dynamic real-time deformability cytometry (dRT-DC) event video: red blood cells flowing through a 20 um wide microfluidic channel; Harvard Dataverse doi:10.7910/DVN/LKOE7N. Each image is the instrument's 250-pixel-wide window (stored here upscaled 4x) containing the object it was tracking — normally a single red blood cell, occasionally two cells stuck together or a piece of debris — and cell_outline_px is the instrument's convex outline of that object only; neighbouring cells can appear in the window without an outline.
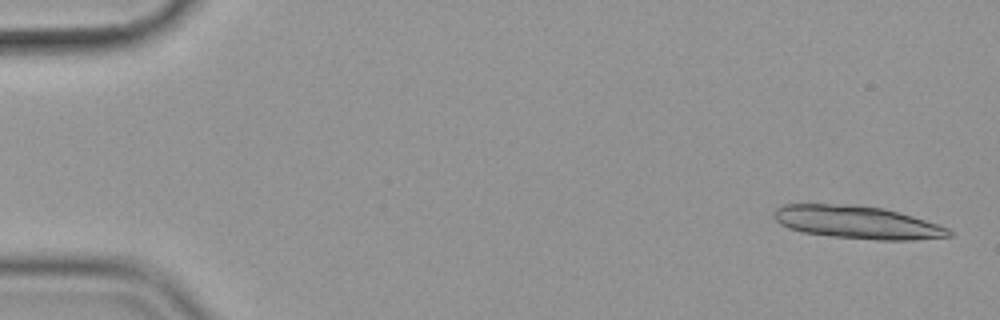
{"species": "common noctule bat (a hibernating species)", "species_latin": "Nyctalus noctula", "temperature_condition": "cold", "stored_images_in_passage": 16, "camera_frame_rate_fps": 3000, "um_per_image_px": 0.085, "animal": {"sex": "female", "body_mass_g": 19.9}, "frame": {"image": 1, "passage_image": 2, "time_ms": 0.333, "image_size_px": [1000, 320], "cell_outline_px": [[952, 236], [912, 240], [880, 240], [832, 236], [804, 232], [788, 228], [780, 224], [772, 216], [772, 212], [776, 208], [784, 204], [856, 204], [884, 208], [912, 216], [948, 228], [952, 232]], "centroid_in_image_um": [72.82, 18.88], "position_along_channel_um": 12.2, "area_um2": 33.47}}